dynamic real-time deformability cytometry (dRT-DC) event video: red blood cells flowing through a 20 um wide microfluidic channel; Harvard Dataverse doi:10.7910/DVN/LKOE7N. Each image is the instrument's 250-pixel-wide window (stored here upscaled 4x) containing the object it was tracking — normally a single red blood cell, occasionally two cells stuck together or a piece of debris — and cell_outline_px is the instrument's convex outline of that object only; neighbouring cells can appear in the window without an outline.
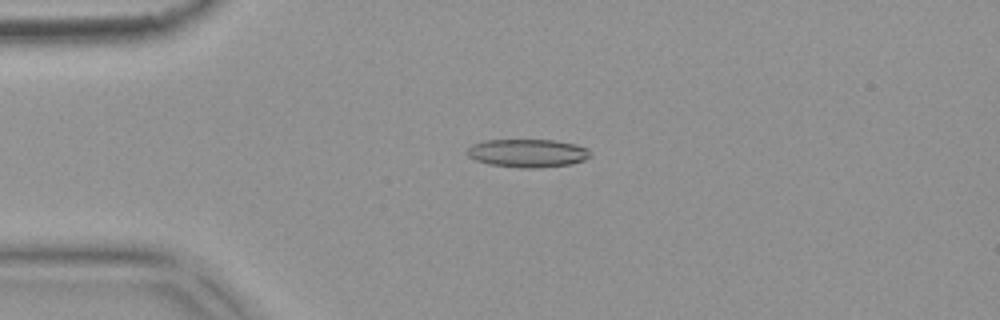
{"species": "common noctule bat (a hibernating species)", "species_latin": "Nyctalus noctula", "temperature_condition": "warm", "stored_images_in_passage": 7, "camera_frame_rate_fps": 3000, "um_per_image_px": 0.085, "animal": {"sex": "female", "body_mass_g": 18.4}, "frame": {"image": 1, "passage_image": 3, "time_ms": 0.667, "image_size_px": [1000, 320], "cell_outline_px": [[592, 156], [584, 160], [572, 164], [540, 168], [520, 168], [492, 164], [476, 160], [468, 156], [468, 148], [472, 144], [484, 140], [556, 140], [576, 144], [588, 148], [592, 152]], "centroid_in_image_um": [44.92, 13.01], "position_along_channel_um": 40.1, "area_um2": 20.4}}
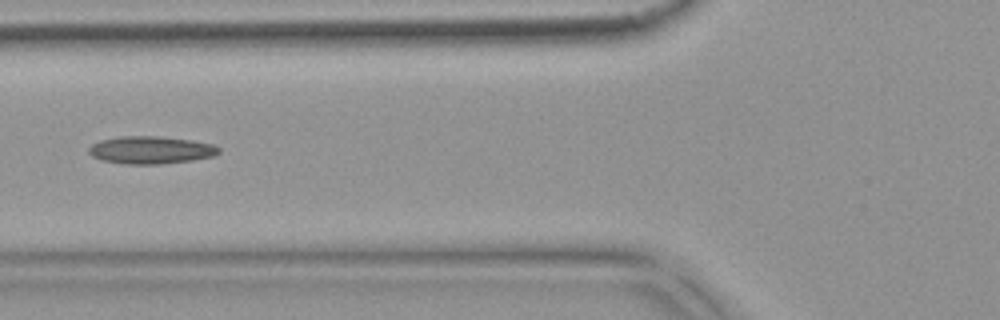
{"frame": {"image": 2, "passage_image": 5, "time_ms": 1.333, "image_size_px": [1000, 320], "cell_outline_px": [[220, 152], [212, 156], [192, 160], [160, 164], [124, 164], [100, 160], [92, 156], [88, 152], [88, 148], [92, 144], [100, 140], [120, 136], [160, 136], [192, 140], [212, 144], [220, 148]], "centroid_in_image_um": [12.79, 12.75], "position_along_channel_um": 113.0, "area_um2": 20.98}}